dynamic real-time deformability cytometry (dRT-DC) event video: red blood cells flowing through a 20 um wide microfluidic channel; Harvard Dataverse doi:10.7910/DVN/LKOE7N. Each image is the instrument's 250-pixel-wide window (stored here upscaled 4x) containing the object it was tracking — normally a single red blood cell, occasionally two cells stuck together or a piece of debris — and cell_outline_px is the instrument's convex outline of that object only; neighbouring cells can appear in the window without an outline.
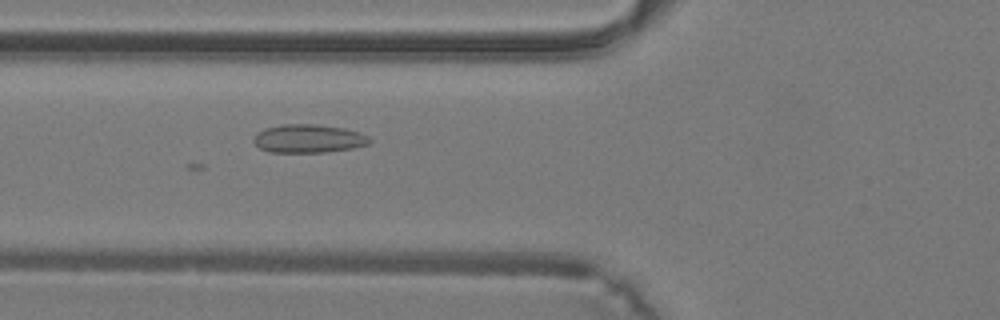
{"species": "common noctule bat (a hibernating species)", "species_latin": "Nyctalus noctula", "temperature_condition": "warm", "stored_images_in_passage": 21, "camera_frame_rate_fps": 3000, "um_per_image_px": 0.085, "animal": {"sex": "male", "body_mass_g": 19.2, "forearm_length_mm": 51.8}, "frame": {"image": 1, "passage_image": 4, "time_ms": 1.0, "image_size_px": [1000, 320], "cell_outline_px": [[372, 140], [368, 144], [352, 148], [324, 152], [268, 152], [260, 148], [252, 140], [256, 132], [264, 128], [284, 124], [316, 124], [344, 128], [368, 136]], "centroid_in_image_um": [26.18, 11.78], "position_along_channel_um": 99.6, "area_um2": 19.13}}
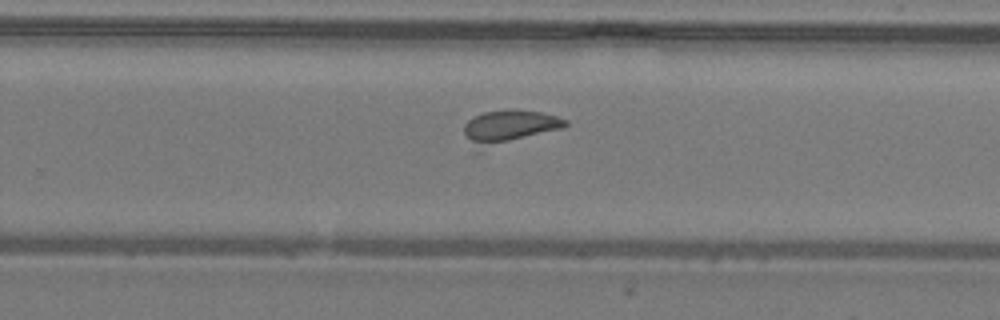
{"frame": {"image": 2, "passage_image": 15, "time_ms": 4.667, "image_size_px": [1000, 320], "cell_outline_px": [[568, 124], [564, 128], [476, 152], [464, 132], [464, 124], [472, 116], [484, 112], [508, 108], [512, 108], [540, 112], [556, 116], [568, 120]], "centroid_in_image_um": [43.25, 10.79], "position_along_channel_um": 286.5, "area_um2": 20.29}}
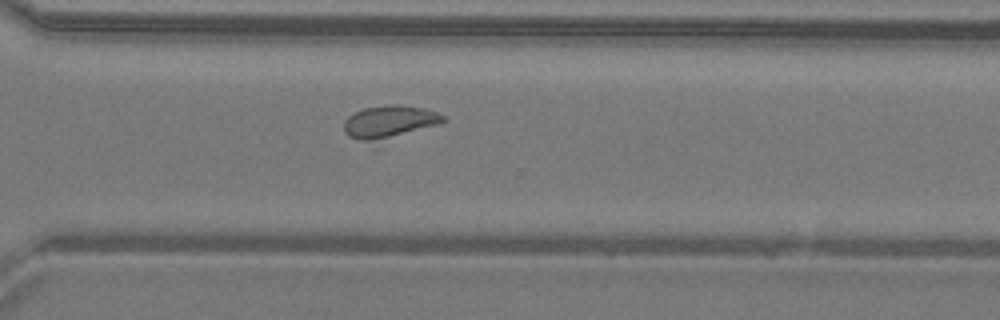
{"frame": {"image": 3, "passage_image": 18, "time_ms": 5.667, "image_size_px": [1000, 320], "cell_outline_px": [[448, 120], [440, 124], [388, 136], [368, 140], [360, 140], [348, 136], [344, 132], [344, 120], [348, 116], [364, 108], [392, 104], [396, 104], [424, 108], [436, 112], [444, 116]], "centroid_in_image_um": [33.09, 10.29], "position_along_channel_um": 337.5, "area_um2": 17.98}}